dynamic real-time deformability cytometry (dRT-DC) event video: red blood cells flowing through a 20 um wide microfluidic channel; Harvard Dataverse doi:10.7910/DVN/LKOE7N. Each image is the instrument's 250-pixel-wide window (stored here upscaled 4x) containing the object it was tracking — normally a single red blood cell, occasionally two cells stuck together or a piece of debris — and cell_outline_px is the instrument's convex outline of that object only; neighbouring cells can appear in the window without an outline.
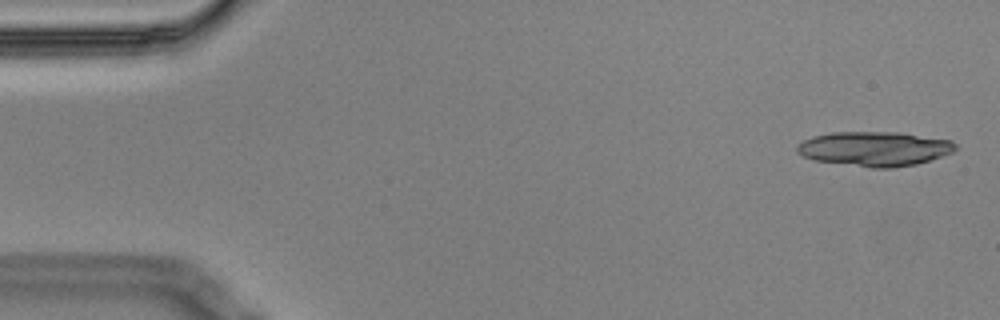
{"species": "Egyptian fruit bat (a non-hibernating species)", "species_latin": "Rousettus aegyptiacus", "temperature_condition": "cold", "stored_images_in_passage": 5, "camera_frame_rate_fps": 3000, "um_per_image_px": 0.085, "animal": {"sex": "male"}, "frame": {"image": 1, "passage_image": 1, "time_ms": 0.0, "image_size_px": [1000, 320], "cell_outline_px": [[956, 148], [952, 152], [916, 164], [892, 168], [872, 168], [816, 160], [804, 156], [796, 152], [796, 148], [804, 140], [812, 136], [832, 132], [900, 132], [952, 140], [956, 144]], "centroid_in_image_um": [74.34, 12.64], "position_along_channel_um": 10.7, "area_um2": 31.73}}